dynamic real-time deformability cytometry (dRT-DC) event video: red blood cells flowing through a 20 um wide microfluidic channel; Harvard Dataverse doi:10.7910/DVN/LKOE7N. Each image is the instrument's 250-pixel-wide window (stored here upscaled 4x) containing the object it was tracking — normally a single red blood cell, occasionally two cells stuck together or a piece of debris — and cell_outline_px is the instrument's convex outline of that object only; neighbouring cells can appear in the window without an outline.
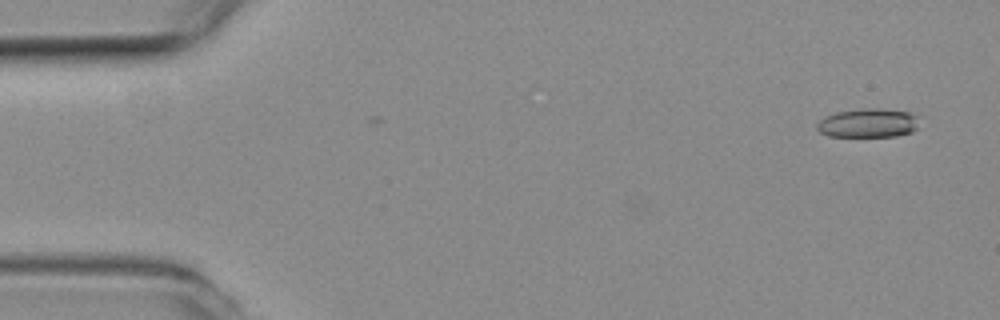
{"species": "common noctule bat (a hibernating species)", "species_latin": "Nyctalus noctula", "temperature_condition": "room temperature", "stored_images_in_passage": 5, "camera_frame_rate_fps": 3000, "um_per_image_px": 0.085, "animal": {"sex": "female", "body_mass_g": 19.3, "forearm_length_mm": 54.1}, "frame": {"image": 1, "passage_image": 4, "time_ms": 1.0, "image_size_px": [1000, 320], "cell_outline_px": [[916, 128], [912, 132], [896, 136], [828, 136], [820, 132], [816, 128], [816, 124], [824, 116], [836, 112], [864, 108], [876, 108], [908, 112], [916, 116]], "centroid_in_image_um": [73.73, 10.46], "position_along_channel_um": 11.3, "area_um2": 17.11}}